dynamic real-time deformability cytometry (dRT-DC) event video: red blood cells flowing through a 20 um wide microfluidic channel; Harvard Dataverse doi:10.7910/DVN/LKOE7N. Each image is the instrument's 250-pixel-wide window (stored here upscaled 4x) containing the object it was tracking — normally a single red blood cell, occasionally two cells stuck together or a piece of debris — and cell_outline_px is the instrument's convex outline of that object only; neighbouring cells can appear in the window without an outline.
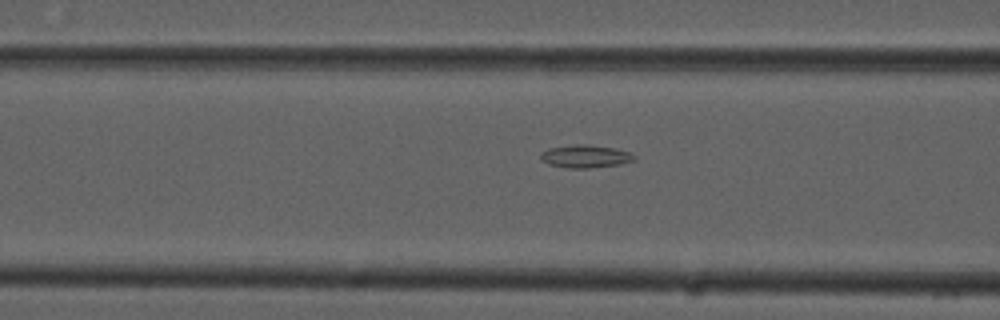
{"species": "common noctule bat (a hibernating species)", "species_latin": "Nyctalus noctula", "temperature_condition": "cold", "stored_images_in_passage": 13, "camera_frame_rate_fps": 3000, "um_per_image_px": 0.085, "animal": {"sex": "male", "forearm_length_mm": 52.5}, "frame": {"image": 1, "passage_image": 11, "time_ms": 3.333, "image_size_px": [1000, 320], "cell_outline_px": [[636, 160], [620, 164], [592, 168], [568, 168], [548, 164], [540, 156], [540, 152], [548, 148], [580, 144], [584, 144], [616, 148], [632, 152], [636, 156]], "centroid_in_image_um": [49.81, 13.29], "position_along_channel_um": 116.8, "area_um2": 12.54}}